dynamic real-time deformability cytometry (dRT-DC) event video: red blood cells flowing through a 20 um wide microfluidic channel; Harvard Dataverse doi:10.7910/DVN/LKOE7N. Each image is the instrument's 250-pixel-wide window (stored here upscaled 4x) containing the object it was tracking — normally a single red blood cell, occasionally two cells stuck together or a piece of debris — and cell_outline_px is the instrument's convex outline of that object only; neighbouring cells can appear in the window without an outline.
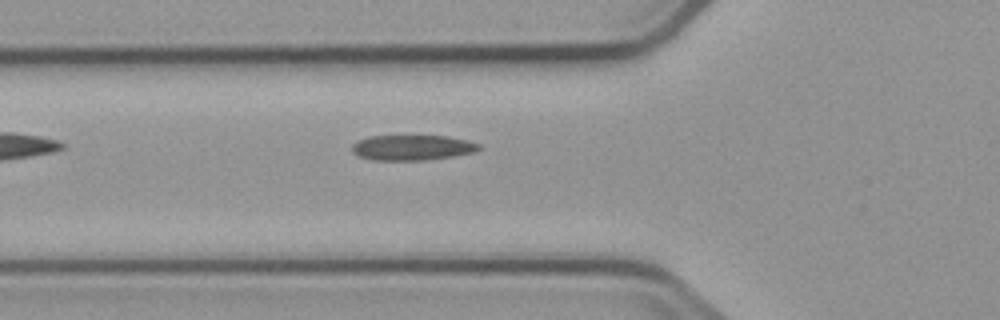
{"species": "common noctule bat (a hibernating species)", "species_latin": "Nyctalus noctula", "temperature_condition": "cold", "stored_images_in_passage": 6, "camera_frame_rate_fps": 3000, "um_per_image_px": 0.085, "animal": {"sex": "male", "body_mass_g": 23.1, "forearm_length_mm": 52.7}, "frame": {"image": 1, "passage_image": 6, "time_ms": 6.667, "image_size_px": [1000, 320], "cell_outline_px": [[480, 148], [476, 152], [452, 156], [420, 160], [376, 160], [360, 156], [352, 152], [352, 144], [368, 136], [448, 136], [468, 140], [480, 144]], "centroid_in_image_um": [35.06, 12.54], "position_along_channel_um": 90.7, "area_um2": 18.55}}